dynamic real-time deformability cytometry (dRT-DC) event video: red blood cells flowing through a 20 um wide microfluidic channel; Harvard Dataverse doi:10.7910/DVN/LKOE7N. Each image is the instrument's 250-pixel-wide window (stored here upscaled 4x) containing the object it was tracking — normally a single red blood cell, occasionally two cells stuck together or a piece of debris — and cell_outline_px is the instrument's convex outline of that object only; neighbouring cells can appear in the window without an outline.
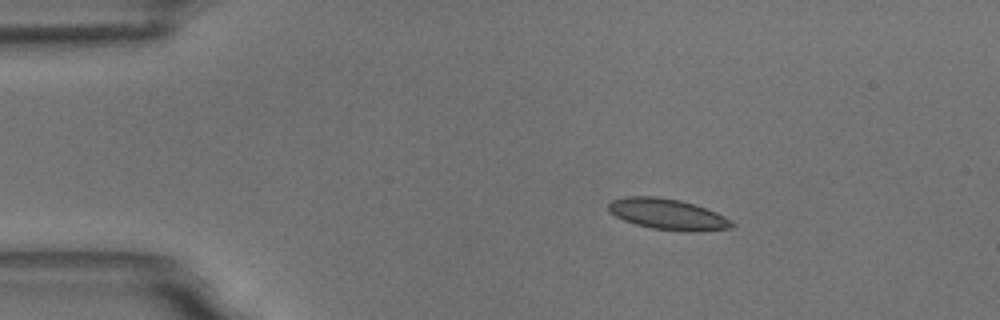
{"species": "common noctule bat (a hibernating species)", "species_latin": "Nyctalus noctula", "temperature_condition": "room temperature", "stored_images_in_passage": 47, "camera_frame_rate_fps": 3000, "um_per_image_px": 0.085, "animal": {"sex": "male", "body_mass_g": 18.8}, "frame": {"image": 1, "passage_image": 1, "time_ms": 0.0, "image_size_px": [1000, 320], "cell_outline_px": [[736, 224], [732, 228], [696, 232], [688, 232], [652, 228], [636, 224], [624, 220], [608, 212], [608, 204], [612, 200], [624, 196], [656, 196], [680, 200], [716, 212], [732, 220]], "centroid_in_image_um": [56.76, 18.21], "position_along_channel_um": 28.2, "area_um2": 22.31}}
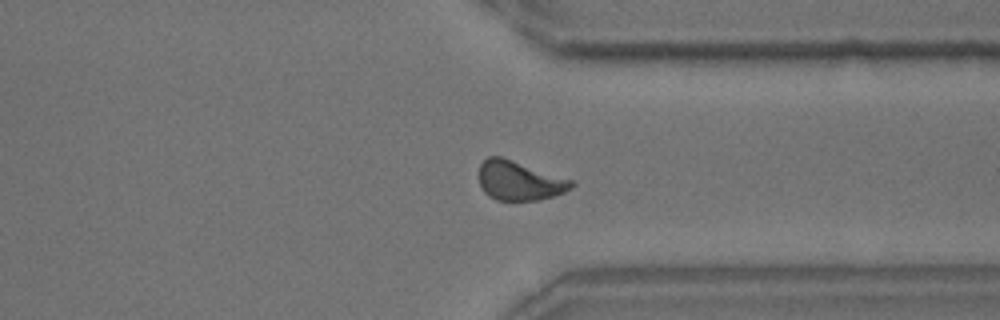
{"frame": {"image": 2, "passage_image": 33, "time_ms": 10.667, "image_size_px": [1000, 320], "cell_outline_px": [[576, 184], [572, 188], [564, 192], [552, 196], [536, 200], [496, 200], [488, 196], [484, 192], [480, 184], [480, 164], [488, 156], [500, 156], [572, 180]], "centroid_in_image_um": [44.13, 15.36], "position_along_channel_um": 367.3, "area_um2": 20.92}}
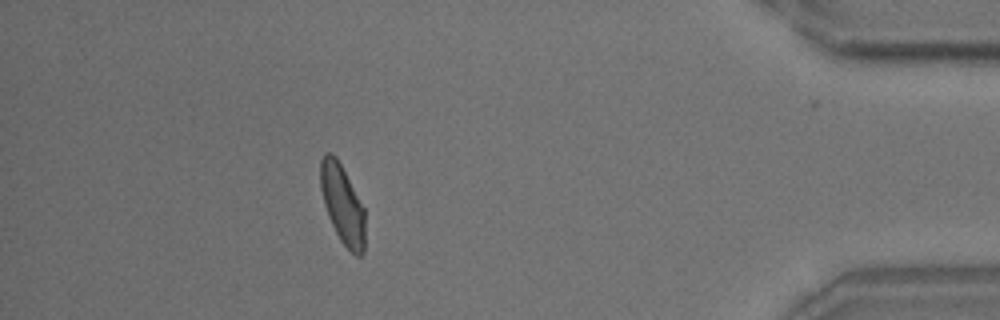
{"frame": {"image": 3, "passage_image": 40, "time_ms": 13.0, "image_size_px": [1000, 320], "cell_outline_px": [[364, 252], [360, 256], [356, 256], [340, 240], [328, 216], [324, 204], [320, 188], [320, 160], [324, 152], [332, 152], [336, 156], [364, 208]], "centroid_in_image_um": [29.08, 17.33], "position_along_channel_um": 406.1, "area_um2": 20.35}, "authors_computed_cell_mechanics": {"area_um2": 20.9814, "velocity_mm_per_s": 3.726, "shape_relaxation_time_tau1_ms": 4.2816, "shape_relaxation_time_tau2_ms": 1.4339, "deformation_change_tau1": 0.1191, "deformation_change_tau2": 0.055}}